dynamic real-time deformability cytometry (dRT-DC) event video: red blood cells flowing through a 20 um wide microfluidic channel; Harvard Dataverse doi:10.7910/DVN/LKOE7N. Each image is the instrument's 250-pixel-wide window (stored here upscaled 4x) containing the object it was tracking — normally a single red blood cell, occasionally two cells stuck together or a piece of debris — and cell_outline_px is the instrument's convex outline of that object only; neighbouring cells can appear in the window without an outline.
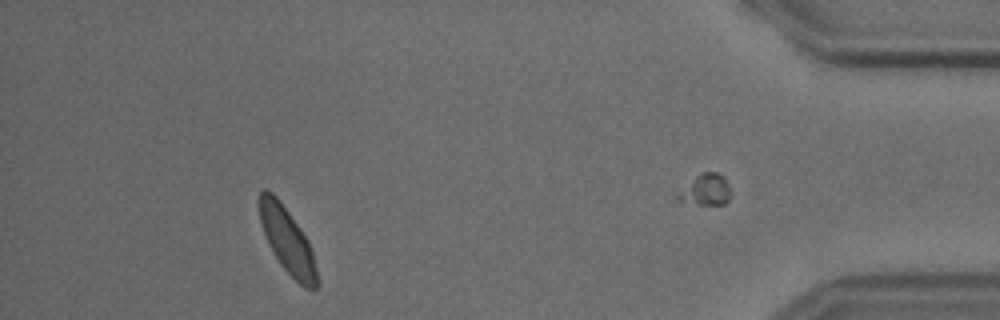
{"species": "common noctule bat (a hibernating species)", "species_latin": "Nyctalus noctula", "temperature_condition": "cold", "stored_images_in_passage": 33, "camera_frame_rate_fps": 3000, "um_per_image_px": 0.085, "animal": {"sex": "male", "body_mass_g": 18.8}, "frame": {"image": 1, "passage_image": 28, "time_ms": 9.0, "image_size_px": [1000, 320], "cell_outline_px": [[320, 284], [316, 288], [304, 288], [280, 264], [268, 244], [260, 224], [260, 192], [264, 188], [268, 188], [276, 196], [288, 212], [308, 240], [312, 252]], "centroid_in_image_um": [24.43, 20.46], "position_along_channel_um": 410.8, "area_um2": 21.68}}